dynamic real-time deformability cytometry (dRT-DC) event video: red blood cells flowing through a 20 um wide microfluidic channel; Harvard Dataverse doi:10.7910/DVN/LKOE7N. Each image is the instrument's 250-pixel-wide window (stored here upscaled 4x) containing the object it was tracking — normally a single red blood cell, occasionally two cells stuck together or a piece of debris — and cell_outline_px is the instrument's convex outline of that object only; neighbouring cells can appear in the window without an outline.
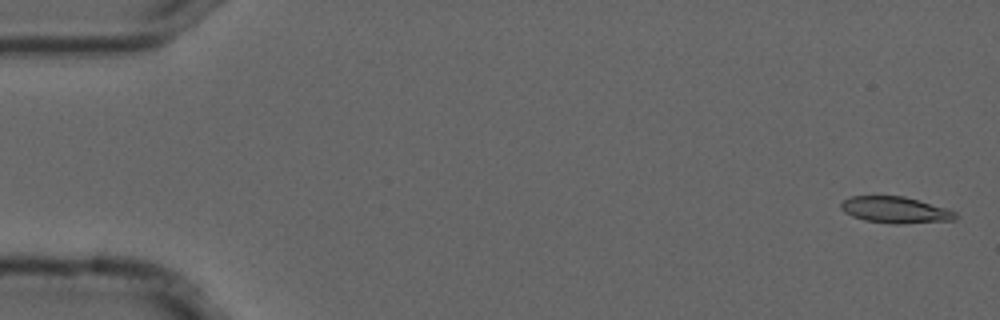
{"species": "common noctule bat (a hibernating species)", "species_latin": "Nyctalus noctula", "temperature_condition": "cold", "stored_images_in_passage": 55, "camera_frame_rate_fps": 3000, "um_per_image_px": 0.085, "animal": {"sex": "male", "forearm_length_mm": 52.5}, "frame": {"image": 1, "passage_image": 2, "time_ms": 0.333, "image_size_px": [1000, 320], "cell_outline_px": [[960, 216], [956, 220], [904, 224], [892, 224], [864, 220], [852, 216], [844, 212], [840, 208], [840, 204], [844, 200], [852, 196], [904, 196], [948, 208], [956, 212]], "centroid_in_image_um": [76.16, 17.85], "position_along_channel_um": 8.8, "area_um2": 17.92}}
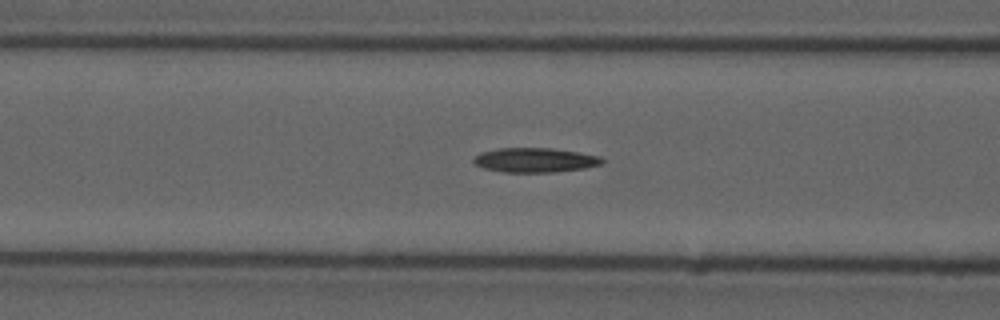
{"frame": {"image": 2, "passage_image": 22, "time_ms": 7.0, "image_size_px": [1000, 320], "cell_outline_px": [[604, 160], [600, 164], [584, 168], [552, 172], [504, 172], [484, 168], [476, 164], [472, 160], [480, 152], [500, 148], [552, 148], [600, 156]], "centroid_in_image_um": [45.45, 13.6], "position_along_channel_um": 121.1, "area_um2": 18.09}}
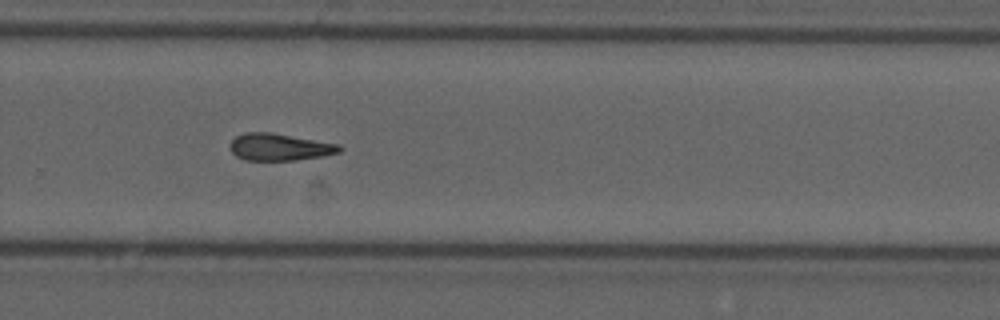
{"frame": {"image": 3, "passage_image": 37, "time_ms": 12.0, "image_size_px": [1000, 320], "cell_outline_px": [[344, 148], [340, 152], [324, 156], [296, 160], [244, 160], [236, 156], [228, 148], [232, 140], [236, 136], [244, 132], [272, 132], [340, 144]], "centroid_in_image_um": [23.77, 12.49], "position_along_channel_um": 306.0, "area_um2": 17.51}}